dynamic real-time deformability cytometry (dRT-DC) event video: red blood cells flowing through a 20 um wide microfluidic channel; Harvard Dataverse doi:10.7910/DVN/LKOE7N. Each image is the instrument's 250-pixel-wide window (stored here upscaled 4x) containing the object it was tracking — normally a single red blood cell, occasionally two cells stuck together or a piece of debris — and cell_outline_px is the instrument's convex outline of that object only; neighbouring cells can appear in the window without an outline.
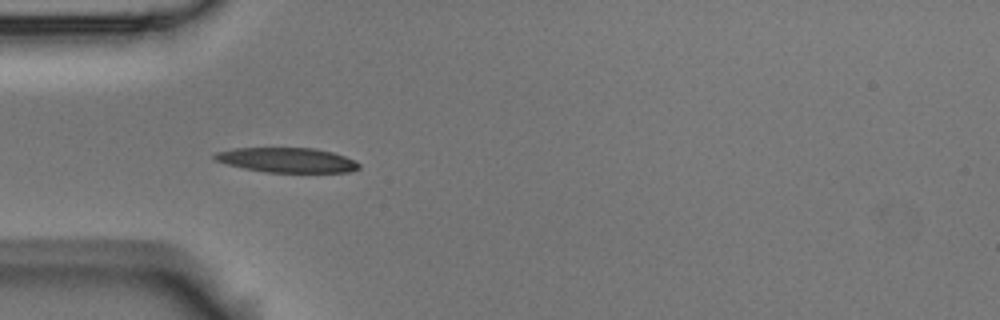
{"species": "Egyptian fruit bat (a non-hibernating species)", "species_latin": "Rousettus aegyptiacus", "temperature_condition": "room temperature", "stored_images_in_passage": 9, "camera_frame_rate_fps": 3000, "um_per_image_px": 0.085, "animal": {"sex": "male"}, "frame": {"image": 1, "passage_image": 4, "time_ms": 1.0, "image_size_px": [1000, 320], "cell_outline_px": [[360, 168], [348, 172], [264, 172], [244, 168], [212, 160], [212, 156], [216, 152], [236, 148], [316, 148], [332, 152], [344, 156], [360, 164]], "centroid_in_image_um": [24.36, 13.6], "position_along_channel_um": 60.6, "area_um2": 20.75}}
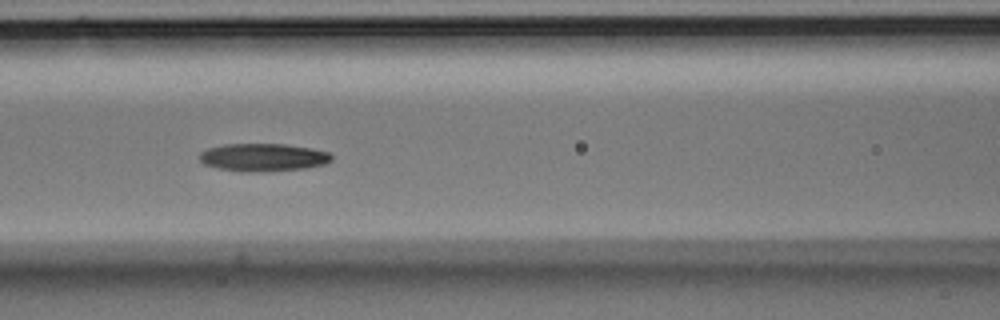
{"frame": {"image": 2, "passage_image": 6, "time_ms": 1.667, "image_size_px": [1000, 320], "cell_outline_px": [[332, 160], [324, 164], [304, 168], [256, 172], [240, 172], [216, 168], [204, 164], [200, 160], [200, 152], [208, 148], [224, 144], [284, 144], [308, 148], [328, 152], [332, 156]], "centroid_in_image_um": [22.32, 13.38], "position_along_channel_um": 144.3, "area_um2": 21.33}}
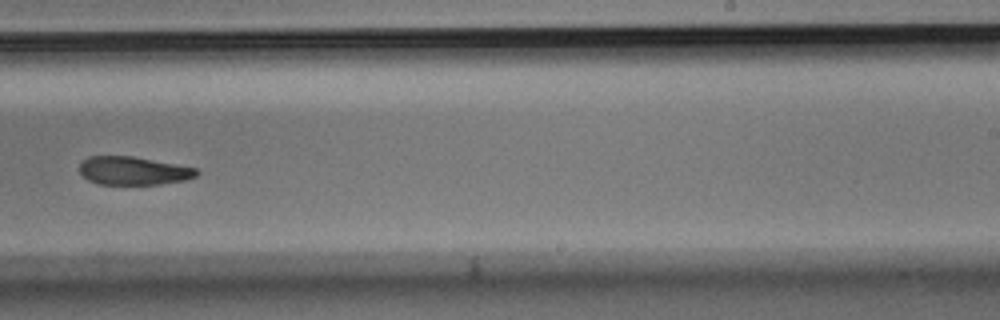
{"frame": {"image": 3, "passage_image": 9, "time_ms": 2.667, "image_size_px": [1000, 320], "cell_outline_px": [[200, 172], [196, 176], [184, 180], [160, 184], [100, 184], [88, 180], [80, 172], [80, 164], [88, 156], [132, 156], [176, 164], [196, 168]], "centroid_in_image_um": [11.34, 14.51], "position_along_channel_um": 277.7, "area_um2": 19.13}}